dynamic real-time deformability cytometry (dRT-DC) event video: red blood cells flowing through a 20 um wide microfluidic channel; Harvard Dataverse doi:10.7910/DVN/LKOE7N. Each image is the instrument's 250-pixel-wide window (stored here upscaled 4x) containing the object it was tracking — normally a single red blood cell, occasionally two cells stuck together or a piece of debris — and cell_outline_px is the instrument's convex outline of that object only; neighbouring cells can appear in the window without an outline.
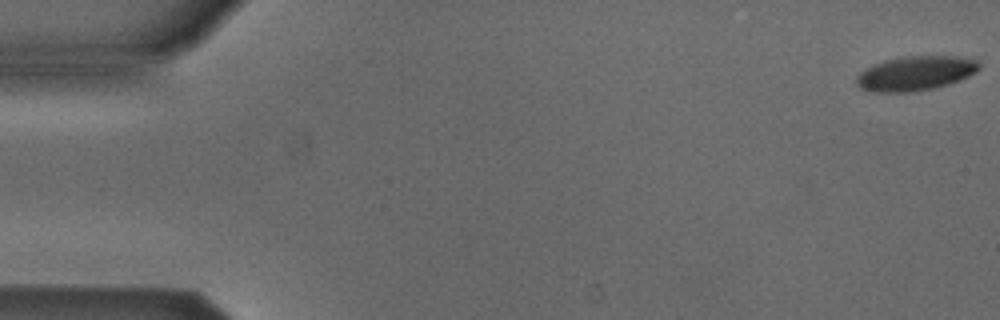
{"species": "Egyptian fruit bat (a non-hibernating species)", "species_latin": "Rousettus aegyptiacus", "temperature_condition": "cold", "stored_images_in_passage": 14, "camera_frame_rate_fps": 3000, "um_per_image_px": 0.085, "animal": {"sex": "male"}, "frame": {"image": 1, "passage_image": 1, "time_ms": 0.0, "image_size_px": [1000, 320], "cell_outline_px": [[980, 68], [976, 72], [960, 80], [948, 84], [932, 88], [912, 92], [872, 92], [860, 88], [856, 84], [856, 76], [860, 72], [872, 64], [884, 60], [908, 56], [956, 56], [976, 60], [980, 64]], "centroid_in_image_um": [77.79, 6.23], "position_along_channel_um": 7.2, "area_um2": 24.68}}